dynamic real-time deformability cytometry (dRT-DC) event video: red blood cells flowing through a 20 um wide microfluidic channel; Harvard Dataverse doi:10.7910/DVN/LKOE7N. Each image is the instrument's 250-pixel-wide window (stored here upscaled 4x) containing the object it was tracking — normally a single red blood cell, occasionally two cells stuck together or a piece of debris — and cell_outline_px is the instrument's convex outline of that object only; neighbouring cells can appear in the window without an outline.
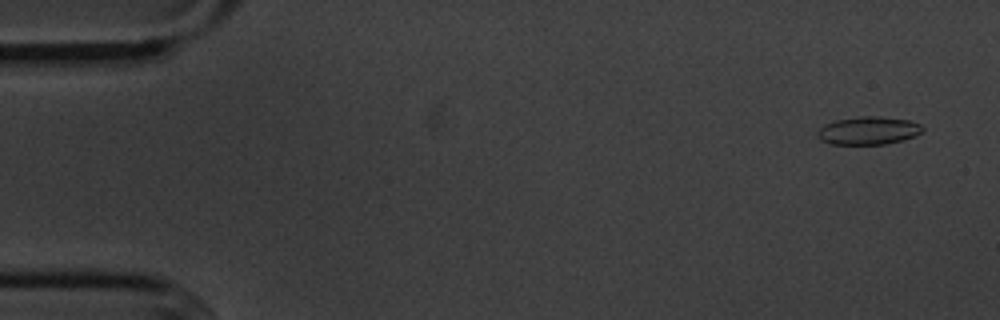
{"species": "common noctule bat (a hibernating species)", "species_latin": "Nyctalus noctula", "temperature_condition": "cold", "stored_images_in_passage": 56, "camera_frame_rate_fps": 3000, "um_per_image_px": 0.085, "animal": {"sex": "male", "body_mass_g": 20.1, "forearm_length_mm": 53.5}, "frame": {"image": 1, "passage_image": 3, "time_ms": 0.667, "image_size_px": [1000, 320], "cell_outline_px": [[924, 128], [920, 132], [904, 140], [884, 144], [832, 144], [820, 140], [816, 136], [816, 132], [824, 124], [836, 120], [860, 116], [880, 116], [908, 120], [920, 124]], "centroid_in_image_um": [73.77, 11.1], "position_along_channel_um": 11.2, "area_um2": 17.11}}
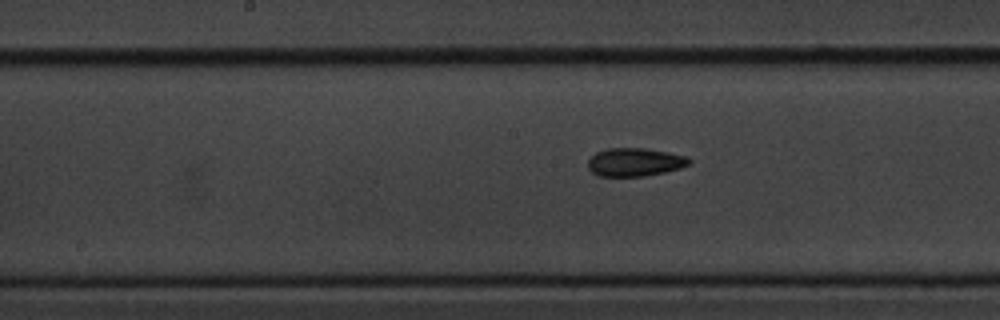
{"frame": {"image": 2, "passage_image": 28, "time_ms": 9.0, "image_size_px": [1000, 320], "cell_outline_px": [[692, 160], [688, 164], [680, 168], [664, 172], [644, 176], [596, 176], [588, 168], [588, 160], [596, 152], [608, 148], [644, 148], [668, 152], [688, 156]], "centroid_in_image_um": [53.95, 13.78], "position_along_channel_um": 194.2, "area_um2": 16.7}}
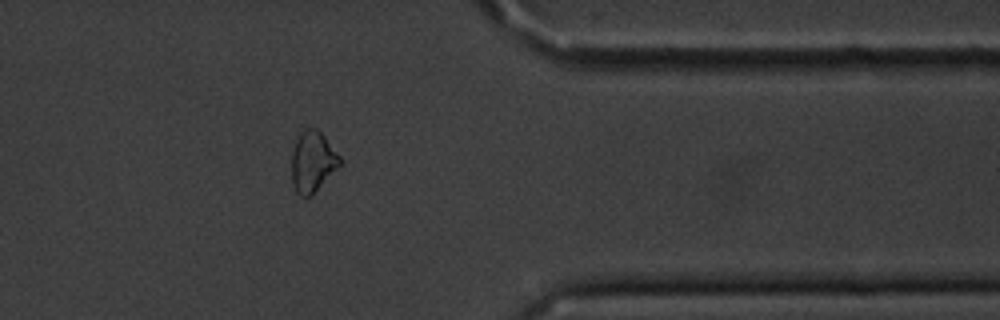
{"frame": {"image": 3, "passage_image": 45, "time_ms": 14.667, "image_size_px": [1000, 320], "cell_outline_px": [[344, 164], [312, 196], [300, 196], [296, 192], [292, 180], [292, 152], [300, 132], [308, 128], [316, 128], [324, 136], [340, 156]], "centroid_in_image_um": [26.62, 13.78], "position_along_channel_um": 384.8, "area_um2": 17.34}, "authors_computed_cell_mechanics": {"area_um2": 17.0221, "velocity_mm_per_s": 3.6009, "shape_relaxation_time_tau1_ms": 5.8123, "shape_relaxation_time_tau2_ms": 7.7673, "deformation_change_tau1": 0.1336, "deformation_change_tau2": 0.1408}}